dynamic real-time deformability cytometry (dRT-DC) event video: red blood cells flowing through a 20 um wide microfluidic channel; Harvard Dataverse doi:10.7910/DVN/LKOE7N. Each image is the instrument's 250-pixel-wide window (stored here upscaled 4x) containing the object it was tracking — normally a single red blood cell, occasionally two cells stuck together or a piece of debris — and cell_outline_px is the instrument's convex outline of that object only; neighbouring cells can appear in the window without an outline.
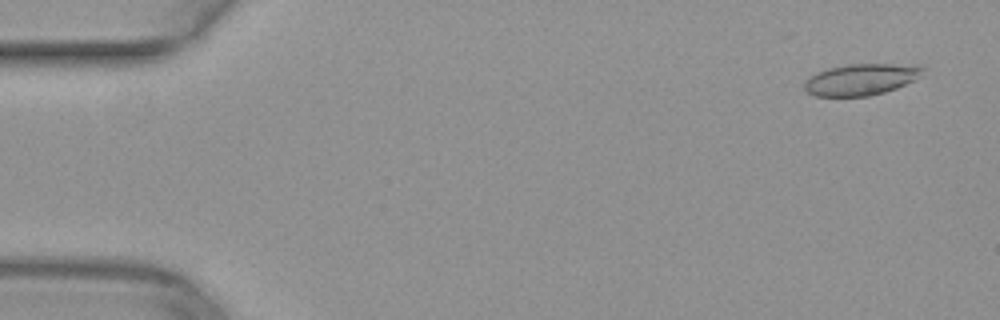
{"species": "common noctule bat (a hibernating species)", "species_latin": "Nyctalus noctula", "temperature_condition": "warm", "stored_images_in_passage": 45, "camera_frame_rate_fps": 3000, "um_per_image_px": 0.085, "animal": {"sex": "female", "body_mass_g": 29.2, "forearm_length_mm": 56.3}, "frame": {"image": 1, "passage_image": 3, "time_ms": 0.667, "image_size_px": [1000, 320], "cell_outline_px": [[924, 68], [912, 80], [896, 88], [884, 92], [868, 96], [816, 96], [808, 92], [804, 88], [804, 84], [812, 76], [828, 68], [848, 64], [916, 64]], "centroid_in_image_um": [73.18, 6.75], "position_along_channel_um": 11.8, "area_um2": 21.15}}
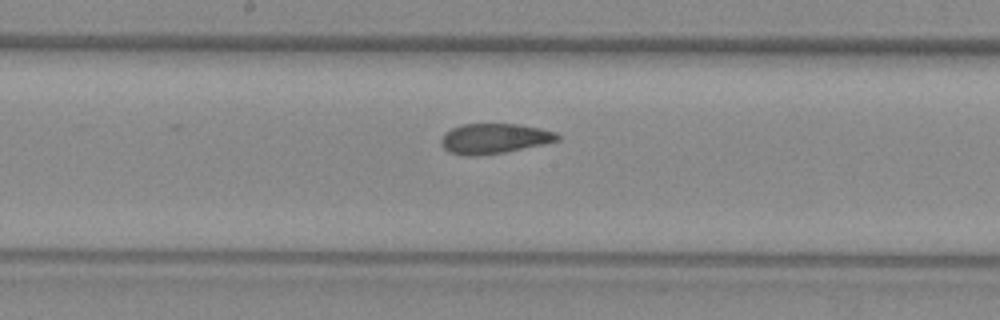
{"frame": {"image": 2, "passage_image": 27, "time_ms": 8.667, "image_size_px": [1000, 320], "cell_outline_px": [[560, 140], [544, 144], [504, 152], [476, 156], [464, 156], [452, 152], [444, 148], [440, 144], [440, 140], [444, 132], [460, 124], [516, 124], [540, 128], [556, 132], [560, 136]], "centroid_in_image_um": [42.0, 11.77], "position_along_channel_um": 206.2, "area_um2": 20.46}}
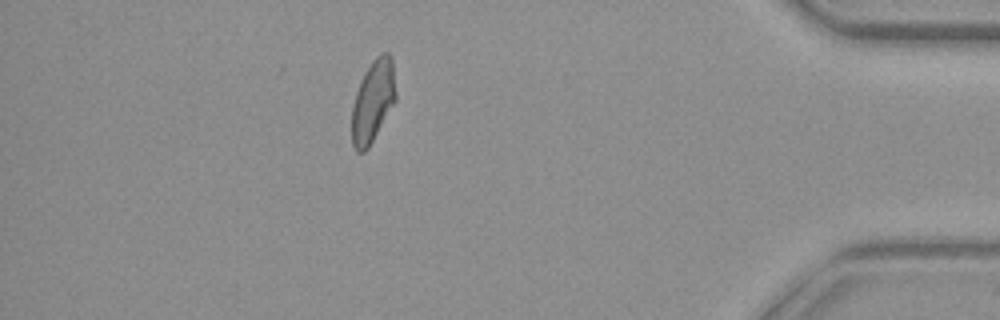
{"frame": {"image": 3, "passage_image": 45, "time_ms": 14.667, "image_size_px": [1000, 320], "cell_outline_px": [[396, 100], [368, 148], [364, 152], [356, 152], [352, 144], [352, 104], [360, 80], [364, 72], [372, 60], [380, 52], [388, 52], [392, 56], [396, 92]], "centroid_in_image_um": [31.7, 8.56], "position_along_channel_um": 403.5, "area_um2": 21.21}}